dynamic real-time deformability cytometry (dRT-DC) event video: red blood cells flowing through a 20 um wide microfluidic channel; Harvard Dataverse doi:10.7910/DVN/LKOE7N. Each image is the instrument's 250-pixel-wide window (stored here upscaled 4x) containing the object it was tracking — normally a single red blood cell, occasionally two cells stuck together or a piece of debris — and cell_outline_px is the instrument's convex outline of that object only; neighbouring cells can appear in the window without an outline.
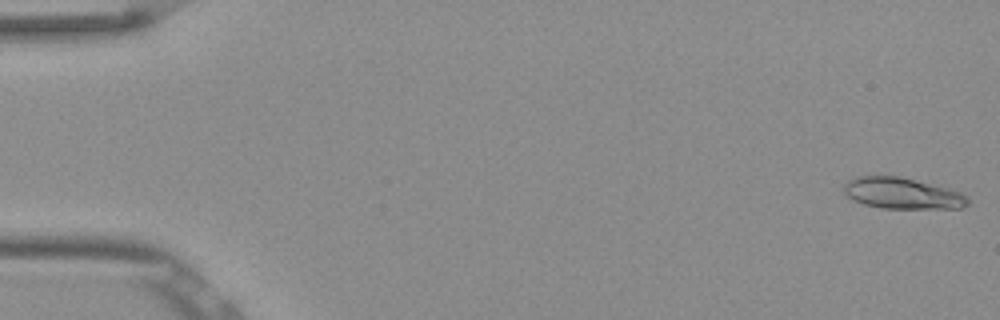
{"species": "Egyptian fruit bat (a non-hibernating species)", "species_latin": "Rousettus aegyptiacus", "temperature_condition": "room temperature", "stored_images_in_passage": 53, "camera_frame_rate_fps": 3000, "um_per_image_px": 0.085, "frame": {"image": 1, "passage_image": 1, "time_ms": 0.0, "image_size_px": [1000, 320], "cell_outline_px": [[968, 204], [960, 208], [880, 208], [864, 204], [852, 200], [844, 192], [844, 184], [848, 180], [856, 176], [900, 176], [960, 192], [968, 196]], "centroid_in_image_um": [76.65, 16.43], "position_along_channel_um": 8.3, "area_um2": 22.31}}
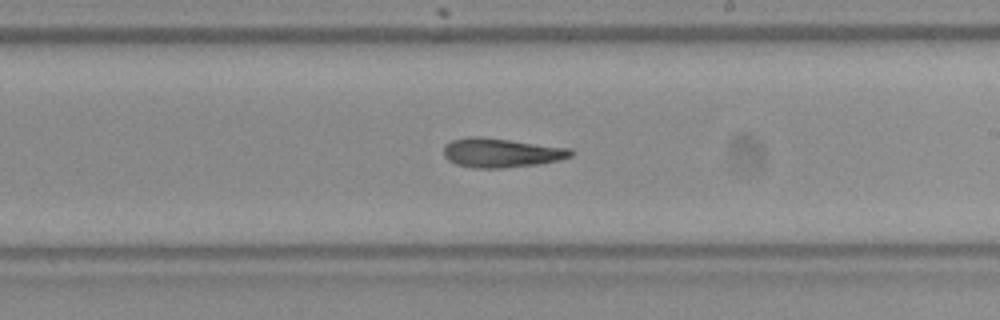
{"frame": {"image": 2, "passage_image": 31, "time_ms": 10.0, "image_size_px": [1000, 320], "cell_outline_px": [[572, 156], [556, 160], [536, 164], [500, 168], [472, 168], [456, 164], [448, 160], [444, 156], [444, 144], [452, 140], [468, 136], [480, 136], [572, 148]], "centroid_in_image_um": [42.55, 12.97], "position_along_channel_um": 246.4, "area_um2": 21.62}}
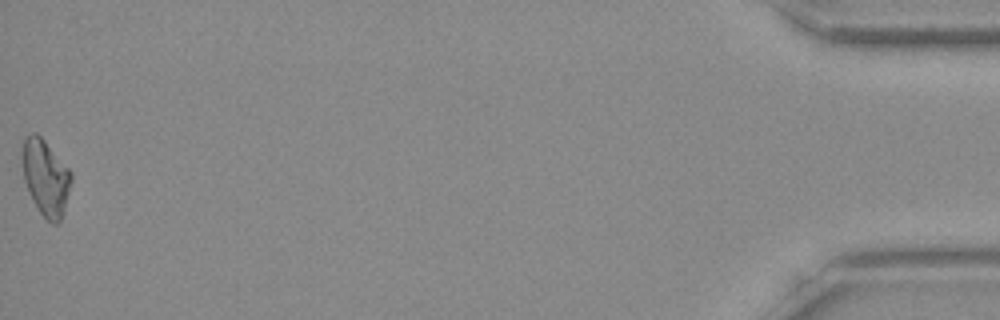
{"frame": {"image": 3, "passage_image": 53, "time_ms": 17.333, "image_size_px": [1000, 320], "cell_outline_px": [[72, 180], [64, 208], [60, 220], [56, 224], [52, 224], [40, 212], [32, 200], [28, 192], [24, 180], [20, 160], [20, 152], [24, 136], [32, 132], [36, 132], [44, 140], [72, 172]], "centroid_in_image_um": [3.83, 15.03], "position_along_channel_um": 431.4, "area_um2": 21.91}, "authors_computed_cell_mechanics": {"area_um2": 21.5594, "velocity_mm_per_s": 3.8473, "shape_relaxation_time_tau1_ms": 7.8468, "shape_relaxation_time_tau2_ms": 2.826, "deformation_change_tau1": 0.2152, "deformation_change_tau2": 0.1168}}